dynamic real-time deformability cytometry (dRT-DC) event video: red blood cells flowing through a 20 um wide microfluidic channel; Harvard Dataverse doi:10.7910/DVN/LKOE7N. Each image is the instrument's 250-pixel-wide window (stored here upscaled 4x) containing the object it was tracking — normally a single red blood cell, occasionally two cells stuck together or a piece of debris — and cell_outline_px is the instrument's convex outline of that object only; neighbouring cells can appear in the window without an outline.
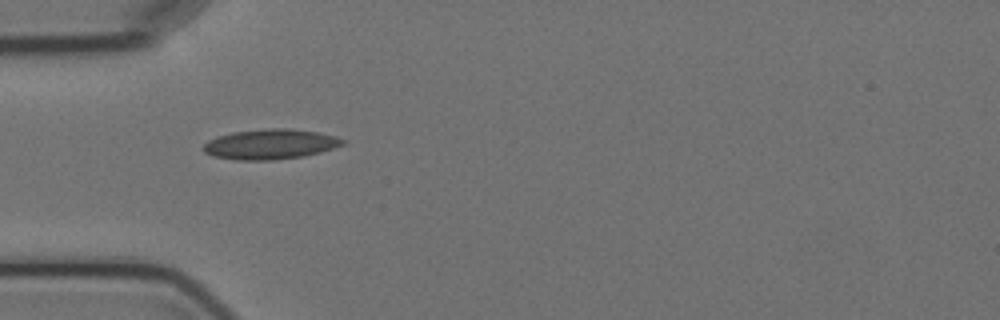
{"species": "Egyptian fruit bat (a non-hibernating species)", "species_latin": "Rousettus aegyptiacus", "temperature_condition": "cold", "stored_images_in_passage": 2, "camera_frame_rate_fps": 3000, "um_per_image_px": 0.085, "animal": {"sex": "female"}, "frame": {"image": 1, "passage_image": 1, "time_ms": 0.0, "image_size_px": [1000, 320], "cell_outline_px": [[348, 144], [320, 152], [304, 156], [272, 160], [236, 160], [212, 156], [204, 152], [204, 144], [208, 140], [216, 136], [232, 132], [272, 128], [288, 128], [316, 132], [336, 136], [348, 140]], "centroid_in_image_um": [23.01, 12.26], "position_along_channel_um": 62.0, "area_um2": 24.62}}
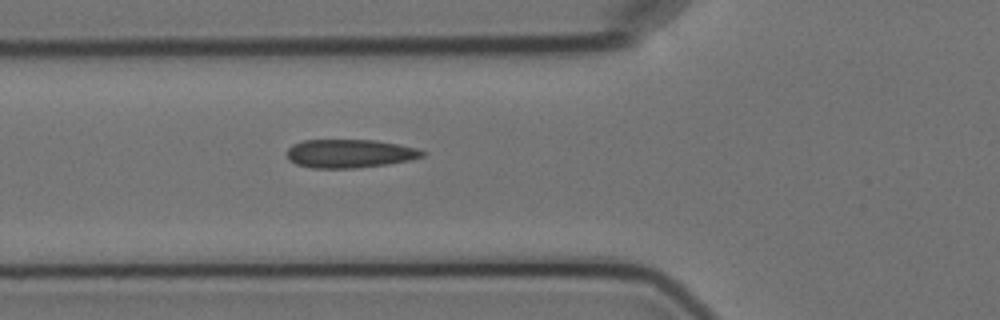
{"frame": {"image": 2, "passage_image": 2, "time_ms": 1.0, "image_size_px": [1000, 320], "cell_outline_px": [[428, 152], [424, 156], [408, 160], [388, 164], [356, 168], [312, 168], [296, 164], [288, 160], [288, 148], [292, 144], [304, 140], [376, 140], [416, 148]], "centroid_in_image_um": [29.72, 13.05], "position_along_channel_um": 96.1, "area_um2": 22.48}}